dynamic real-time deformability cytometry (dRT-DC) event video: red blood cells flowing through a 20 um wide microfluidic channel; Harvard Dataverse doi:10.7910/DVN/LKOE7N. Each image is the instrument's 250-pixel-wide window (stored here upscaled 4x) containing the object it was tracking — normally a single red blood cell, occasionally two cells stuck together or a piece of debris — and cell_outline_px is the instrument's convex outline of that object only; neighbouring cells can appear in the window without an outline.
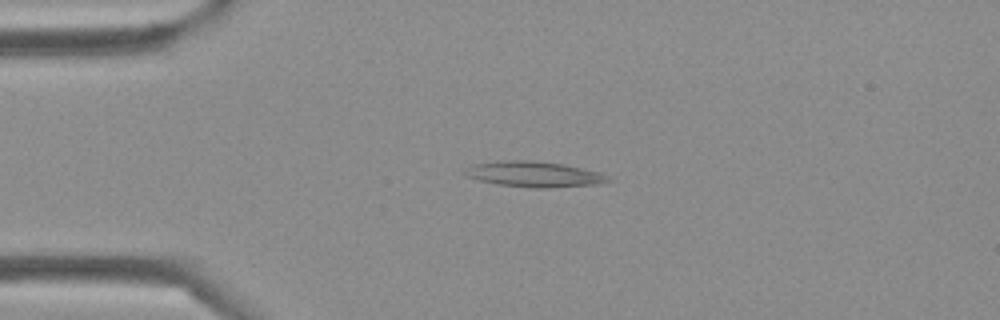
{"species": "Egyptian fruit bat (a non-hibernating species)", "species_latin": "Rousettus aegyptiacus", "temperature_condition": "cold", "stored_images_in_passage": 42, "camera_frame_rate_fps": 3000, "um_per_image_px": 0.085, "frame": {"image": 1, "passage_image": 9, "time_ms": 2.667, "image_size_px": [1000, 320], "cell_outline_px": [[612, 180], [596, 184], [548, 188], [536, 188], [496, 184], [480, 180], [468, 176], [464, 172], [464, 168], [472, 164], [500, 160], [528, 160], [564, 164], [600, 172], [608, 176]], "centroid_in_image_um": [45.38, 14.8], "position_along_channel_um": 39.6, "area_um2": 21.33}}
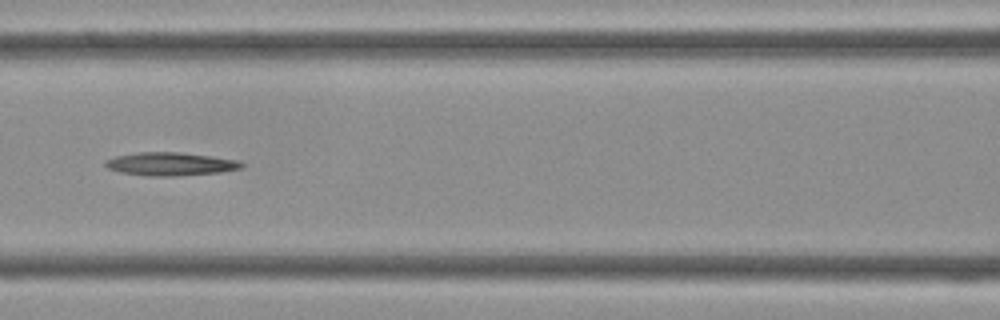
{"frame": {"image": 2, "passage_image": 18, "time_ms": 5.667, "image_size_px": [1000, 320], "cell_outline_px": [[244, 164], [240, 168], [220, 172], [176, 176], [152, 176], [120, 172], [108, 168], [104, 164], [104, 160], [116, 156], [136, 152], [180, 152], [240, 160]], "centroid_in_image_um": [14.47, 13.93], "position_along_channel_um": 152.1, "area_um2": 18.38}}
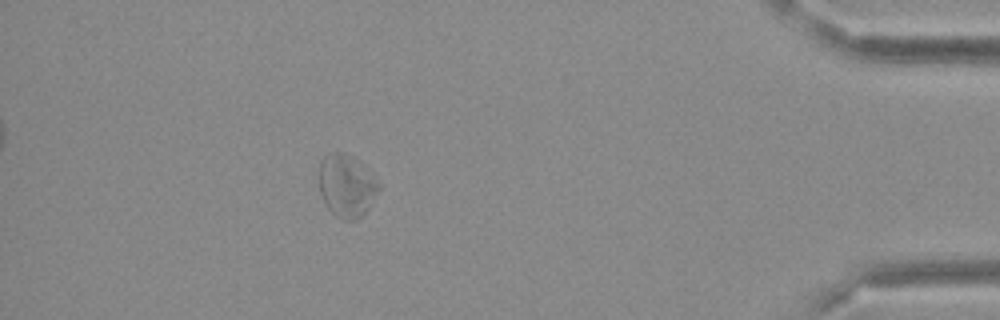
{"frame": {"image": 3, "passage_image": 38, "time_ms": 12.333, "image_size_px": [1000, 320], "cell_outline_px": [[380, 188], [368, 208], [360, 216], [352, 220], [344, 220], [336, 216], [328, 208], [320, 192], [320, 160], [328, 152], [344, 152], [352, 156], [372, 172], [380, 184]], "centroid_in_image_um": [29.47, 15.75], "position_along_channel_um": 405.7, "area_um2": 21.68}}